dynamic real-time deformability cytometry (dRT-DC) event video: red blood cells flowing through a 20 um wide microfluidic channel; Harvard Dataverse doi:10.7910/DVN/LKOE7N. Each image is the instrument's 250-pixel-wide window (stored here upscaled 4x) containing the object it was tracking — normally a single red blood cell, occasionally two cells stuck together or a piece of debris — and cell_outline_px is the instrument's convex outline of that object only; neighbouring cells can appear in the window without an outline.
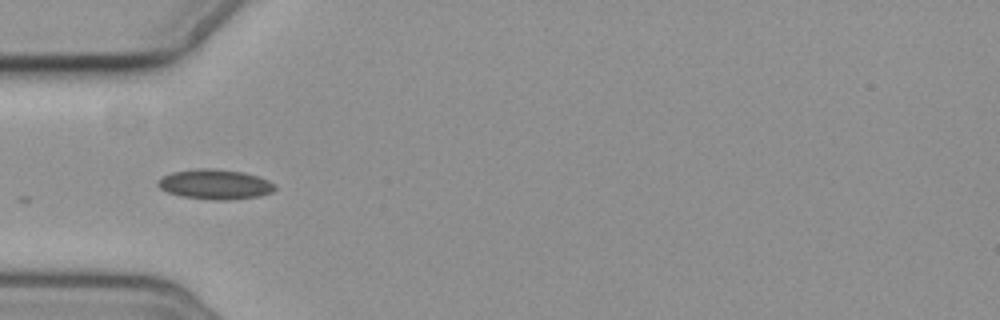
{"species": "common noctule bat (a hibernating species)", "species_latin": "Nyctalus noctula", "temperature_condition": "cold", "stored_images_in_passage": 9, "camera_frame_rate_fps": 3000, "um_per_image_px": 0.085, "animal": {"sex": "female", "body_mass_g": 19.3, "forearm_length_mm": 54.1}, "frame": {"image": 1, "passage_image": 3, "time_ms": 3.333, "image_size_px": [1000, 320], "cell_outline_px": [[276, 188], [272, 192], [260, 196], [228, 200], [212, 200], [180, 196], [168, 192], [160, 188], [156, 184], [156, 180], [172, 172], [196, 168], [212, 168], [244, 172], [268, 180], [276, 184]], "centroid_in_image_um": [18.27, 15.66], "position_along_channel_um": 66.7, "area_um2": 20.58}}
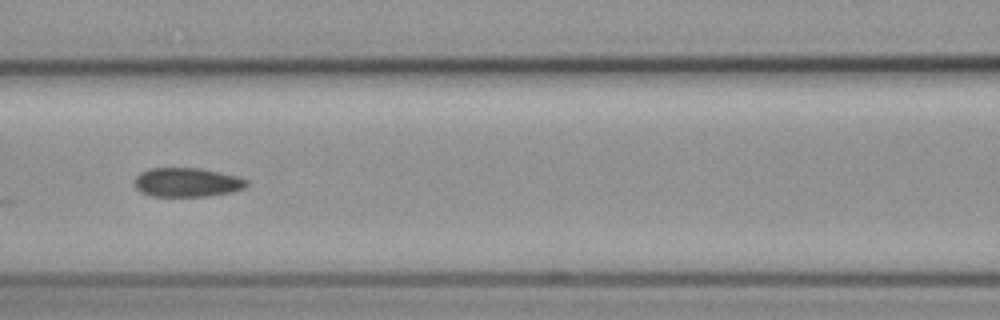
{"frame": {"image": 2, "passage_image": 5, "time_ms": 5.667, "image_size_px": [1000, 320], "cell_outline_px": [[248, 184], [244, 188], [232, 192], [208, 196], [152, 196], [140, 192], [132, 184], [132, 180], [140, 172], [148, 168], [200, 168], [236, 176], [248, 180]], "centroid_in_image_um": [15.84, 15.5], "position_along_channel_um": 150.8, "area_um2": 19.19}}
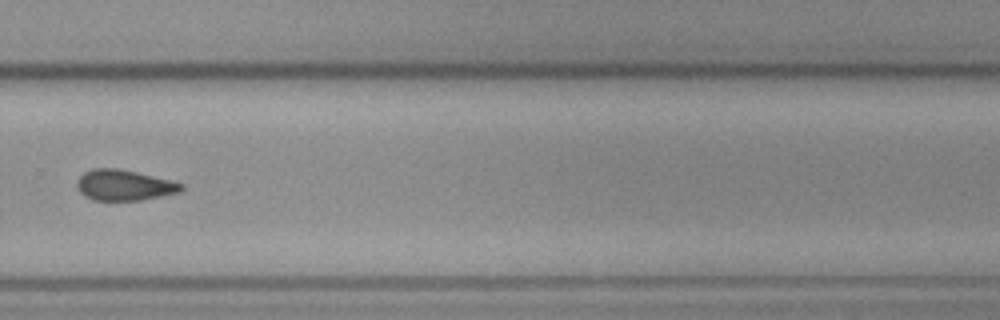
{"frame": {"image": 3, "passage_image": 9, "time_ms": 10.333, "image_size_px": [1000, 320], "cell_outline_px": [[184, 188], [180, 192], [140, 200], [92, 200], [84, 196], [76, 188], [76, 180], [84, 172], [92, 168], [116, 168], [136, 172], [172, 180], [184, 184]], "centroid_in_image_um": [10.53, 15.73], "position_along_channel_um": 319.3, "area_um2": 18.79}}